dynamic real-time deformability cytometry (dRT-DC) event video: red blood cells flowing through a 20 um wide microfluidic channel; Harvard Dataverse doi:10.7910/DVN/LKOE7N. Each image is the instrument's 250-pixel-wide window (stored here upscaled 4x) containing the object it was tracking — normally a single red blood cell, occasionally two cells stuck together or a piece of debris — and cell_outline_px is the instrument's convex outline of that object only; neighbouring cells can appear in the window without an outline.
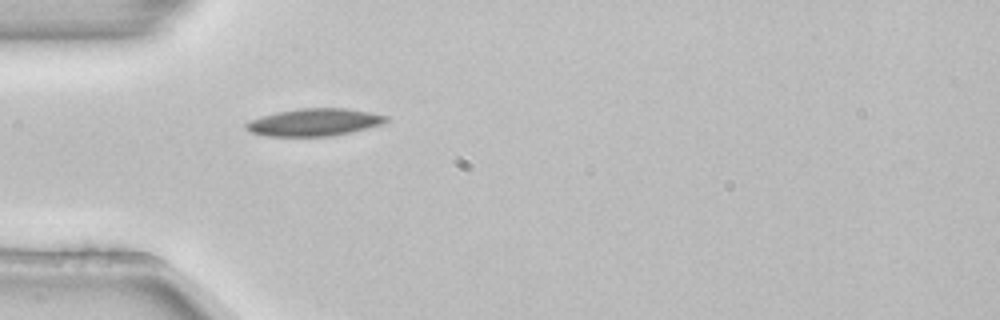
{"species": "common noctule bat (a hibernating species)", "species_latin": "Nyctalus noctula", "temperature_condition": "room temperature", "stored_images_in_passage": 11, "camera_frame_rate_fps": 3000, "um_per_image_px": 0.085, "animal": {"sex": "female", "body_mass_g": 22.7, "forearm_length_mm": 54.2}, "frame": {"image": 1, "passage_image": 1, "time_ms": 0.0, "image_size_px": [1000, 320], "cell_outline_px": [[392, 120], [384, 124], [352, 132], [332, 136], [264, 136], [248, 132], [244, 128], [244, 124], [248, 120], [276, 112], [300, 108], [344, 108], [368, 112], [388, 116]], "centroid_in_image_um": [26.7, 10.4], "position_along_channel_um": 58.3, "area_um2": 22.72}}